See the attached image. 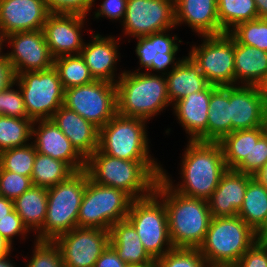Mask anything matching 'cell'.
Segmentation results:
<instances>
[{"mask_svg":"<svg viewBox=\"0 0 267 267\" xmlns=\"http://www.w3.org/2000/svg\"><path fill=\"white\" fill-rule=\"evenodd\" d=\"M162 168L157 161L124 160L97 149L86 159L85 171L94 183L121 189L135 200L154 193Z\"/></svg>","mask_w":267,"mask_h":267,"instance_id":"cell-1","label":"cell"},{"mask_svg":"<svg viewBox=\"0 0 267 267\" xmlns=\"http://www.w3.org/2000/svg\"><path fill=\"white\" fill-rule=\"evenodd\" d=\"M181 165L182 183L173 185L162 168L161 178L176 192L208 200L228 170L219 142L188 141Z\"/></svg>","mask_w":267,"mask_h":267,"instance_id":"cell-2","label":"cell"},{"mask_svg":"<svg viewBox=\"0 0 267 267\" xmlns=\"http://www.w3.org/2000/svg\"><path fill=\"white\" fill-rule=\"evenodd\" d=\"M154 194L165 205L172 246L198 249L212 219L208 201L174 191L161 177L156 183Z\"/></svg>","mask_w":267,"mask_h":267,"instance_id":"cell-3","label":"cell"},{"mask_svg":"<svg viewBox=\"0 0 267 267\" xmlns=\"http://www.w3.org/2000/svg\"><path fill=\"white\" fill-rule=\"evenodd\" d=\"M118 76L116 100L119 115L148 121L171 104L164 75L123 71Z\"/></svg>","mask_w":267,"mask_h":267,"instance_id":"cell-4","label":"cell"},{"mask_svg":"<svg viewBox=\"0 0 267 267\" xmlns=\"http://www.w3.org/2000/svg\"><path fill=\"white\" fill-rule=\"evenodd\" d=\"M257 241V234L239 216L214 218L198 248L208 265L235 264Z\"/></svg>","mask_w":267,"mask_h":267,"instance_id":"cell-5","label":"cell"},{"mask_svg":"<svg viewBox=\"0 0 267 267\" xmlns=\"http://www.w3.org/2000/svg\"><path fill=\"white\" fill-rule=\"evenodd\" d=\"M87 172H75L66 181L47 189L46 219L36 240L54 241L60 235L78 227V214L85 187Z\"/></svg>","mask_w":267,"mask_h":267,"instance_id":"cell-6","label":"cell"},{"mask_svg":"<svg viewBox=\"0 0 267 267\" xmlns=\"http://www.w3.org/2000/svg\"><path fill=\"white\" fill-rule=\"evenodd\" d=\"M134 199L125 191L91 181L87 184L78 214V227L109 231L116 222L127 218Z\"/></svg>","mask_w":267,"mask_h":267,"instance_id":"cell-7","label":"cell"},{"mask_svg":"<svg viewBox=\"0 0 267 267\" xmlns=\"http://www.w3.org/2000/svg\"><path fill=\"white\" fill-rule=\"evenodd\" d=\"M146 120L118 113L99 129L98 150L124 160L156 161L149 155Z\"/></svg>","mask_w":267,"mask_h":267,"instance_id":"cell-8","label":"cell"},{"mask_svg":"<svg viewBox=\"0 0 267 267\" xmlns=\"http://www.w3.org/2000/svg\"><path fill=\"white\" fill-rule=\"evenodd\" d=\"M126 219L134 226L144 249L155 261L174 248L165 205L154 193L133 200Z\"/></svg>","mask_w":267,"mask_h":267,"instance_id":"cell-9","label":"cell"},{"mask_svg":"<svg viewBox=\"0 0 267 267\" xmlns=\"http://www.w3.org/2000/svg\"><path fill=\"white\" fill-rule=\"evenodd\" d=\"M15 85L20 87L28 118L33 121L51 119L63 105L64 88L54 67L16 75Z\"/></svg>","mask_w":267,"mask_h":267,"instance_id":"cell-10","label":"cell"},{"mask_svg":"<svg viewBox=\"0 0 267 267\" xmlns=\"http://www.w3.org/2000/svg\"><path fill=\"white\" fill-rule=\"evenodd\" d=\"M63 106L102 128L117 114L116 84L94 80L64 90Z\"/></svg>","mask_w":267,"mask_h":267,"instance_id":"cell-11","label":"cell"},{"mask_svg":"<svg viewBox=\"0 0 267 267\" xmlns=\"http://www.w3.org/2000/svg\"><path fill=\"white\" fill-rule=\"evenodd\" d=\"M202 37V44L193 45L189 56L210 84L235 86L234 38L229 33Z\"/></svg>","mask_w":267,"mask_h":267,"instance_id":"cell-12","label":"cell"},{"mask_svg":"<svg viewBox=\"0 0 267 267\" xmlns=\"http://www.w3.org/2000/svg\"><path fill=\"white\" fill-rule=\"evenodd\" d=\"M122 25L124 34L133 38L174 29L175 0H127Z\"/></svg>","mask_w":267,"mask_h":267,"instance_id":"cell-13","label":"cell"},{"mask_svg":"<svg viewBox=\"0 0 267 267\" xmlns=\"http://www.w3.org/2000/svg\"><path fill=\"white\" fill-rule=\"evenodd\" d=\"M54 241L59 246L65 267H94L110 244V232L76 227Z\"/></svg>","mask_w":267,"mask_h":267,"instance_id":"cell-14","label":"cell"},{"mask_svg":"<svg viewBox=\"0 0 267 267\" xmlns=\"http://www.w3.org/2000/svg\"><path fill=\"white\" fill-rule=\"evenodd\" d=\"M5 41L12 47L6 58L12 64L15 75L53 67L54 58L43 30L14 32L5 36Z\"/></svg>","mask_w":267,"mask_h":267,"instance_id":"cell-15","label":"cell"},{"mask_svg":"<svg viewBox=\"0 0 267 267\" xmlns=\"http://www.w3.org/2000/svg\"><path fill=\"white\" fill-rule=\"evenodd\" d=\"M86 16L50 13L43 26L46 43L53 58L80 54L84 41L81 30Z\"/></svg>","mask_w":267,"mask_h":267,"instance_id":"cell-16","label":"cell"},{"mask_svg":"<svg viewBox=\"0 0 267 267\" xmlns=\"http://www.w3.org/2000/svg\"><path fill=\"white\" fill-rule=\"evenodd\" d=\"M36 124L39 125L35 128ZM32 136L38 153L67 163L75 172L85 170L86 159L51 119L34 121Z\"/></svg>","mask_w":267,"mask_h":267,"instance_id":"cell-17","label":"cell"},{"mask_svg":"<svg viewBox=\"0 0 267 267\" xmlns=\"http://www.w3.org/2000/svg\"><path fill=\"white\" fill-rule=\"evenodd\" d=\"M49 14L45 0H0V29L4 36L43 30Z\"/></svg>","mask_w":267,"mask_h":267,"instance_id":"cell-18","label":"cell"},{"mask_svg":"<svg viewBox=\"0 0 267 267\" xmlns=\"http://www.w3.org/2000/svg\"><path fill=\"white\" fill-rule=\"evenodd\" d=\"M170 30L167 29L136 38L138 42L135 52L140 62V68L144 67L148 73L157 71L161 75H167L170 72L167 70L169 65L173 70L181 62V60L177 61L175 56L179 49V43H182V41L178 39L177 35L170 37L169 34H166ZM175 40H178L179 43L175 42Z\"/></svg>","mask_w":267,"mask_h":267,"instance_id":"cell-19","label":"cell"},{"mask_svg":"<svg viewBox=\"0 0 267 267\" xmlns=\"http://www.w3.org/2000/svg\"><path fill=\"white\" fill-rule=\"evenodd\" d=\"M229 102L232 132L267 127V112L256 86H229Z\"/></svg>","mask_w":267,"mask_h":267,"instance_id":"cell-20","label":"cell"},{"mask_svg":"<svg viewBox=\"0 0 267 267\" xmlns=\"http://www.w3.org/2000/svg\"><path fill=\"white\" fill-rule=\"evenodd\" d=\"M216 85L210 84L201 92H194L172 104L174 114L190 141L207 142L209 100Z\"/></svg>","mask_w":267,"mask_h":267,"instance_id":"cell-21","label":"cell"},{"mask_svg":"<svg viewBox=\"0 0 267 267\" xmlns=\"http://www.w3.org/2000/svg\"><path fill=\"white\" fill-rule=\"evenodd\" d=\"M92 40L87 44L84 43V46L80 52V55L83 57L85 64L89 68V72L94 80L107 81L113 84H116L118 79L114 72L116 69V64L118 58V40L112 36H105L93 34Z\"/></svg>","mask_w":267,"mask_h":267,"instance_id":"cell-22","label":"cell"},{"mask_svg":"<svg viewBox=\"0 0 267 267\" xmlns=\"http://www.w3.org/2000/svg\"><path fill=\"white\" fill-rule=\"evenodd\" d=\"M248 183L249 174L228 169L207 200L211 216L214 218L237 216L242 207Z\"/></svg>","mask_w":267,"mask_h":267,"instance_id":"cell-23","label":"cell"},{"mask_svg":"<svg viewBox=\"0 0 267 267\" xmlns=\"http://www.w3.org/2000/svg\"><path fill=\"white\" fill-rule=\"evenodd\" d=\"M175 22L187 24L199 37L223 34L217 0H175Z\"/></svg>","mask_w":267,"mask_h":267,"instance_id":"cell-24","label":"cell"},{"mask_svg":"<svg viewBox=\"0 0 267 267\" xmlns=\"http://www.w3.org/2000/svg\"><path fill=\"white\" fill-rule=\"evenodd\" d=\"M51 120L85 159L98 149L99 129L76 112L62 105Z\"/></svg>","mask_w":267,"mask_h":267,"instance_id":"cell-25","label":"cell"},{"mask_svg":"<svg viewBox=\"0 0 267 267\" xmlns=\"http://www.w3.org/2000/svg\"><path fill=\"white\" fill-rule=\"evenodd\" d=\"M109 232L110 245L129 267L155 266V260L144 249L136 229L127 219L113 224Z\"/></svg>","mask_w":267,"mask_h":267,"instance_id":"cell-26","label":"cell"},{"mask_svg":"<svg viewBox=\"0 0 267 267\" xmlns=\"http://www.w3.org/2000/svg\"><path fill=\"white\" fill-rule=\"evenodd\" d=\"M165 78L171 105L189 94L205 90L210 85L189 55L182 58Z\"/></svg>","mask_w":267,"mask_h":267,"instance_id":"cell-27","label":"cell"},{"mask_svg":"<svg viewBox=\"0 0 267 267\" xmlns=\"http://www.w3.org/2000/svg\"><path fill=\"white\" fill-rule=\"evenodd\" d=\"M234 69L235 86H256L267 75V52L234 39Z\"/></svg>","mask_w":267,"mask_h":267,"instance_id":"cell-28","label":"cell"},{"mask_svg":"<svg viewBox=\"0 0 267 267\" xmlns=\"http://www.w3.org/2000/svg\"><path fill=\"white\" fill-rule=\"evenodd\" d=\"M232 133L229 86H216L209 100L207 142H220Z\"/></svg>","mask_w":267,"mask_h":267,"instance_id":"cell-29","label":"cell"},{"mask_svg":"<svg viewBox=\"0 0 267 267\" xmlns=\"http://www.w3.org/2000/svg\"><path fill=\"white\" fill-rule=\"evenodd\" d=\"M47 189L33 185L14 201V209L29 231L38 233L47 213Z\"/></svg>","mask_w":267,"mask_h":267,"instance_id":"cell-30","label":"cell"},{"mask_svg":"<svg viewBox=\"0 0 267 267\" xmlns=\"http://www.w3.org/2000/svg\"><path fill=\"white\" fill-rule=\"evenodd\" d=\"M267 131V127L235 130L219 143L228 169H235L243 160H250L253 144Z\"/></svg>","mask_w":267,"mask_h":267,"instance_id":"cell-31","label":"cell"},{"mask_svg":"<svg viewBox=\"0 0 267 267\" xmlns=\"http://www.w3.org/2000/svg\"><path fill=\"white\" fill-rule=\"evenodd\" d=\"M237 216L256 233L267 220V189L252 175H249L244 201Z\"/></svg>","mask_w":267,"mask_h":267,"instance_id":"cell-32","label":"cell"},{"mask_svg":"<svg viewBox=\"0 0 267 267\" xmlns=\"http://www.w3.org/2000/svg\"><path fill=\"white\" fill-rule=\"evenodd\" d=\"M74 173L67 163L36 152L31 180L33 185L48 189L66 181Z\"/></svg>","mask_w":267,"mask_h":267,"instance_id":"cell-33","label":"cell"},{"mask_svg":"<svg viewBox=\"0 0 267 267\" xmlns=\"http://www.w3.org/2000/svg\"><path fill=\"white\" fill-rule=\"evenodd\" d=\"M218 20L224 33L238 24L258 18L254 0H217Z\"/></svg>","mask_w":267,"mask_h":267,"instance_id":"cell-34","label":"cell"},{"mask_svg":"<svg viewBox=\"0 0 267 267\" xmlns=\"http://www.w3.org/2000/svg\"><path fill=\"white\" fill-rule=\"evenodd\" d=\"M53 67L57 70L64 90L74 86L86 85L94 81L89 68L80 54L55 58Z\"/></svg>","mask_w":267,"mask_h":267,"instance_id":"cell-35","label":"cell"},{"mask_svg":"<svg viewBox=\"0 0 267 267\" xmlns=\"http://www.w3.org/2000/svg\"><path fill=\"white\" fill-rule=\"evenodd\" d=\"M33 122L30 118L0 115V152L29 144L27 142L32 139Z\"/></svg>","mask_w":267,"mask_h":267,"instance_id":"cell-36","label":"cell"},{"mask_svg":"<svg viewBox=\"0 0 267 267\" xmlns=\"http://www.w3.org/2000/svg\"><path fill=\"white\" fill-rule=\"evenodd\" d=\"M36 152L32 141L22 147L3 150L0 152V166L6 171L31 177Z\"/></svg>","mask_w":267,"mask_h":267,"instance_id":"cell-37","label":"cell"},{"mask_svg":"<svg viewBox=\"0 0 267 267\" xmlns=\"http://www.w3.org/2000/svg\"><path fill=\"white\" fill-rule=\"evenodd\" d=\"M229 34L243 45L267 52V18H257L238 24Z\"/></svg>","mask_w":267,"mask_h":267,"instance_id":"cell-38","label":"cell"},{"mask_svg":"<svg viewBox=\"0 0 267 267\" xmlns=\"http://www.w3.org/2000/svg\"><path fill=\"white\" fill-rule=\"evenodd\" d=\"M156 267H210L199 249L173 248L155 261Z\"/></svg>","mask_w":267,"mask_h":267,"instance_id":"cell-39","label":"cell"},{"mask_svg":"<svg viewBox=\"0 0 267 267\" xmlns=\"http://www.w3.org/2000/svg\"><path fill=\"white\" fill-rule=\"evenodd\" d=\"M34 245L33 256L25 267H65L55 241L35 240Z\"/></svg>","mask_w":267,"mask_h":267,"instance_id":"cell-40","label":"cell"},{"mask_svg":"<svg viewBox=\"0 0 267 267\" xmlns=\"http://www.w3.org/2000/svg\"><path fill=\"white\" fill-rule=\"evenodd\" d=\"M32 186L31 177L6 171L0 166V192L3 197L15 201Z\"/></svg>","mask_w":267,"mask_h":267,"instance_id":"cell-41","label":"cell"},{"mask_svg":"<svg viewBox=\"0 0 267 267\" xmlns=\"http://www.w3.org/2000/svg\"><path fill=\"white\" fill-rule=\"evenodd\" d=\"M14 85L15 83L0 92V115L28 118L20 87H18L19 90H15L13 89Z\"/></svg>","mask_w":267,"mask_h":267,"instance_id":"cell-42","label":"cell"},{"mask_svg":"<svg viewBox=\"0 0 267 267\" xmlns=\"http://www.w3.org/2000/svg\"><path fill=\"white\" fill-rule=\"evenodd\" d=\"M267 162V131L253 144L250 160H243L234 170L254 176Z\"/></svg>","mask_w":267,"mask_h":267,"instance_id":"cell-43","label":"cell"},{"mask_svg":"<svg viewBox=\"0 0 267 267\" xmlns=\"http://www.w3.org/2000/svg\"><path fill=\"white\" fill-rule=\"evenodd\" d=\"M50 13L87 16L95 0H45Z\"/></svg>","mask_w":267,"mask_h":267,"instance_id":"cell-44","label":"cell"},{"mask_svg":"<svg viewBox=\"0 0 267 267\" xmlns=\"http://www.w3.org/2000/svg\"><path fill=\"white\" fill-rule=\"evenodd\" d=\"M28 232L30 231L24 225L21 217L17 214L15 209L0 220V235L7 239L11 245L13 244V237L21 235L24 237L23 239H25Z\"/></svg>","mask_w":267,"mask_h":267,"instance_id":"cell-45","label":"cell"},{"mask_svg":"<svg viewBox=\"0 0 267 267\" xmlns=\"http://www.w3.org/2000/svg\"><path fill=\"white\" fill-rule=\"evenodd\" d=\"M237 267H267V252L256 241L235 263Z\"/></svg>","mask_w":267,"mask_h":267,"instance_id":"cell-46","label":"cell"},{"mask_svg":"<svg viewBox=\"0 0 267 267\" xmlns=\"http://www.w3.org/2000/svg\"><path fill=\"white\" fill-rule=\"evenodd\" d=\"M99 6L100 8L94 12V17L96 19L107 17L111 20H120V22H123L127 0H104Z\"/></svg>","mask_w":267,"mask_h":267,"instance_id":"cell-47","label":"cell"},{"mask_svg":"<svg viewBox=\"0 0 267 267\" xmlns=\"http://www.w3.org/2000/svg\"><path fill=\"white\" fill-rule=\"evenodd\" d=\"M94 267H129V266L119 258L115 249L109 244L99 257V259L96 261Z\"/></svg>","mask_w":267,"mask_h":267,"instance_id":"cell-48","label":"cell"},{"mask_svg":"<svg viewBox=\"0 0 267 267\" xmlns=\"http://www.w3.org/2000/svg\"><path fill=\"white\" fill-rule=\"evenodd\" d=\"M16 75L12 64L5 57L0 60V92L15 83Z\"/></svg>","mask_w":267,"mask_h":267,"instance_id":"cell-49","label":"cell"},{"mask_svg":"<svg viewBox=\"0 0 267 267\" xmlns=\"http://www.w3.org/2000/svg\"><path fill=\"white\" fill-rule=\"evenodd\" d=\"M14 209V201L9 200L6 197H0V220L6 217V215Z\"/></svg>","mask_w":267,"mask_h":267,"instance_id":"cell-50","label":"cell"},{"mask_svg":"<svg viewBox=\"0 0 267 267\" xmlns=\"http://www.w3.org/2000/svg\"><path fill=\"white\" fill-rule=\"evenodd\" d=\"M262 97L264 108L267 112V75L256 85Z\"/></svg>","mask_w":267,"mask_h":267,"instance_id":"cell-51","label":"cell"},{"mask_svg":"<svg viewBox=\"0 0 267 267\" xmlns=\"http://www.w3.org/2000/svg\"><path fill=\"white\" fill-rule=\"evenodd\" d=\"M13 245L5 239L3 236L0 235V258L11 254Z\"/></svg>","mask_w":267,"mask_h":267,"instance_id":"cell-52","label":"cell"},{"mask_svg":"<svg viewBox=\"0 0 267 267\" xmlns=\"http://www.w3.org/2000/svg\"><path fill=\"white\" fill-rule=\"evenodd\" d=\"M258 10V18H267V0H254Z\"/></svg>","mask_w":267,"mask_h":267,"instance_id":"cell-53","label":"cell"},{"mask_svg":"<svg viewBox=\"0 0 267 267\" xmlns=\"http://www.w3.org/2000/svg\"><path fill=\"white\" fill-rule=\"evenodd\" d=\"M254 177L267 189V162Z\"/></svg>","mask_w":267,"mask_h":267,"instance_id":"cell-54","label":"cell"},{"mask_svg":"<svg viewBox=\"0 0 267 267\" xmlns=\"http://www.w3.org/2000/svg\"><path fill=\"white\" fill-rule=\"evenodd\" d=\"M11 254L0 258V267H15L14 264L11 263V260L8 258Z\"/></svg>","mask_w":267,"mask_h":267,"instance_id":"cell-55","label":"cell"},{"mask_svg":"<svg viewBox=\"0 0 267 267\" xmlns=\"http://www.w3.org/2000/svg\"><path fill=\"white\" fill-rule=\"evenodd\" d=\"M4 42L6 43L5 36L3 35L2 30L0 29V60L4 59L6 57V53H1L2 49L4 48L3 47Z\"/></svg>","mask_w":267,"mask_h":267,"instance_id":"cell-56","label":"cell"},{"mask_svg":"<svg viewBox=\"0 0 267 267\" xmlns=\"http://www.w3.org/2000/svg\"><path fill=\"white\" fill-rule=\"evenodd\" d=\"M256 234H257V237L267 238V220H266L264 226Z\"/></svg>","mask_w":267,"mask_h":267,"instance_id":"cell-57","label":"cell"},{"mask_svg":"<svg viewBox=\"0 0 267 267\" xmlns=\"http://www.w3.org/2000/svg\"><path fill=\"white\" fill-rule=\"evenodd\" d=\"M257 241L265 248V250L267 252V238L257 237Z\"/></svg>","mask_w":267,"mask_h":267,"instance_id":"cell-58","label":"cell"},{"mask_svg":"<svg viewBox=\"0 0 267 267\" xmlns=\"http://www.w3.org/2000/svg\"><path fill=\"white\" fill-rule=\"evenodd\" d=\"M211 267H237L235 264H229V265H215Z\"/></svg>","mask_w":267,"mask_h":267,"instance_id":"cell-59","label":"cell"}]
</instances>
